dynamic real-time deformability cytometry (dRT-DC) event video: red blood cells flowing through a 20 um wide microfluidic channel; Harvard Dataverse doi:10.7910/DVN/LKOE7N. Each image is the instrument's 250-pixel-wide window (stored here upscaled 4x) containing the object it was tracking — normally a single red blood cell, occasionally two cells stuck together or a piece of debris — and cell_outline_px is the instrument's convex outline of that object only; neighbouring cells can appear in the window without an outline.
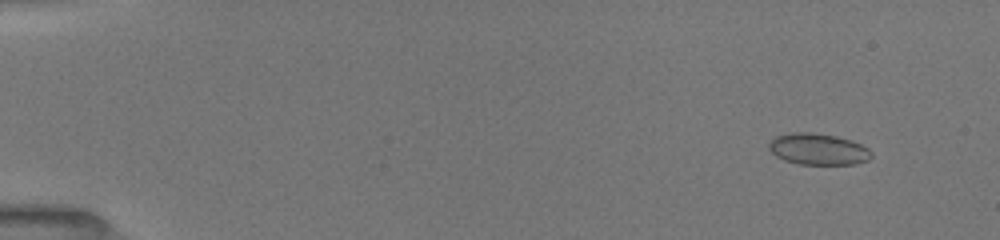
{"species": "common noctule bat (a hibernating species)", "species_latin": "Nyctalus noctula", "temperature_condition": "room temperature", "stored_images_in_passage": 17, "camera_frame_rate_fps": 3000, "um_per_image_px": 0.085, "animal": {"sex": "female", "body_mass_g": 19.5, "forearm_length_mm": 54.1}, "frame": {"image": 1, "passage_image": 4, "time_ms": 1.333, "image_size_px": [1000, 240], "cell_outline_px": [[872, 156], [868, 160], [856, 164], [800, 164], [784, 160], [776, 156], [768, 148], [768, 144], [776, 136], [792, 132], [812, 132], [836, 136], [852, 140], [868, 148], [872, 152]], "centroid_in_image_um": [69.55, 12.67], "position_along_channel_um": 15.4, "area_um2": 18.79}}
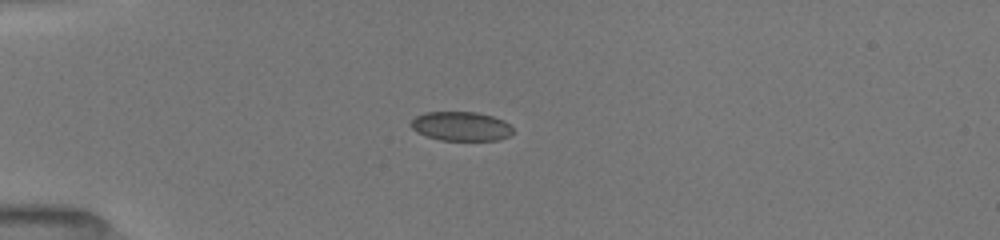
{"frame": {"image": 2, "passage_image": 12, "time_ms": 4.667, "image_size_px": [1000, 240], "cell_outline_px": [[512, 132], [508, 136], [496, 140], [440, 140], [416, 132], [408, 124], [416, 116], [424, 112], [476, 112], [492, 116], [504, 120], [512, 128]], "centroid_in_image_um": [39.15, 10.72], "position_along_channel_um": 45.9, "area_um2": 17.28}}
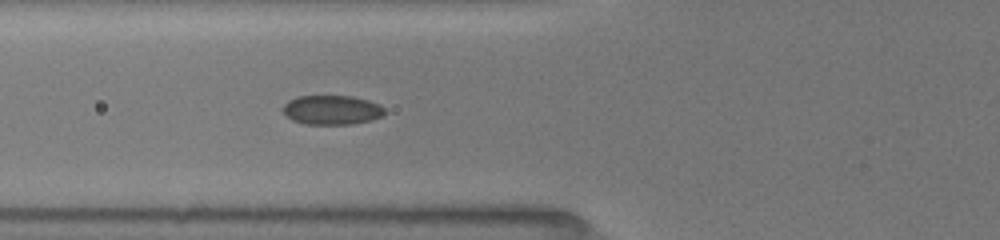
{"frame": {"image": 3, "passage_image": 17, "time_ms": 6.667, "image_size_px": [1000, 240], "cell_outline_px": [[384, 116], [372, 120], [352, 124], [304, 124], [292, 120], [284, 112], [284, 104], [288, 100], [296, 96], [352, 96], [368, 100], [380, 104], [384, 108]], "centroid_in_image_um": [28.23, 9.34], "position_along_channel_um": 97.6, "area_um2": 17.46}}